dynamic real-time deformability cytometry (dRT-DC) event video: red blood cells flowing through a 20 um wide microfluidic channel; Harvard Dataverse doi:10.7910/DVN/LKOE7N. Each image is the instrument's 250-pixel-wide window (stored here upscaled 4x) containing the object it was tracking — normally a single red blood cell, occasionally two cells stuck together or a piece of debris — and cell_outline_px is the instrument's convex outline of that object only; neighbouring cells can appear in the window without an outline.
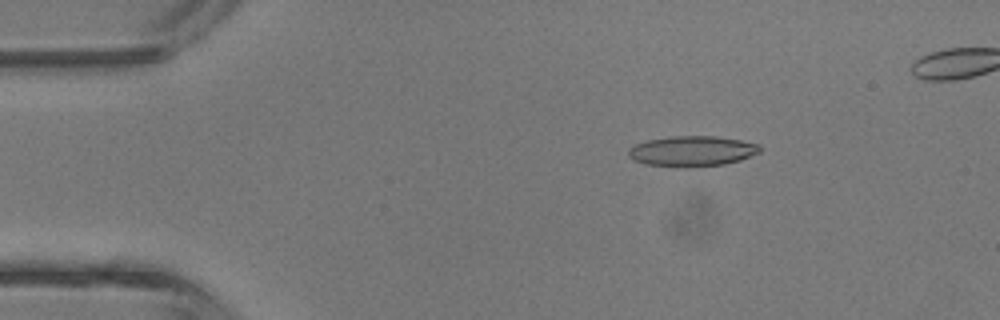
{"species": "common noctule bat (a hibernating species)", "species_latin": "Nyctalus noctula", "temperature_condition": "room temperature", "stored_images_in_passage": 4, "camera_frame_rate_fps": 3000, "um_per_image_px": 0.085, "animal": {"sex": "male", "body_mass_g": 13.3}, "frame": {"image": 1, "passage_image": 2, "time_ms": 1.0, "image_size_px": [1000, 320], "cell_outline_px": [[760, 152], [740, 160], [724, 164], [688, 168], [684, 168], [644, 164], [628, 156], [628, 148], [636, 144], [648, 140], [668, 136], [716, 136], [740, 140], [760, 144]], "centroid_in_image_um": [58.82, 12.85], "position_along_channel_um": 26.2, "area_um2": 23.47}}